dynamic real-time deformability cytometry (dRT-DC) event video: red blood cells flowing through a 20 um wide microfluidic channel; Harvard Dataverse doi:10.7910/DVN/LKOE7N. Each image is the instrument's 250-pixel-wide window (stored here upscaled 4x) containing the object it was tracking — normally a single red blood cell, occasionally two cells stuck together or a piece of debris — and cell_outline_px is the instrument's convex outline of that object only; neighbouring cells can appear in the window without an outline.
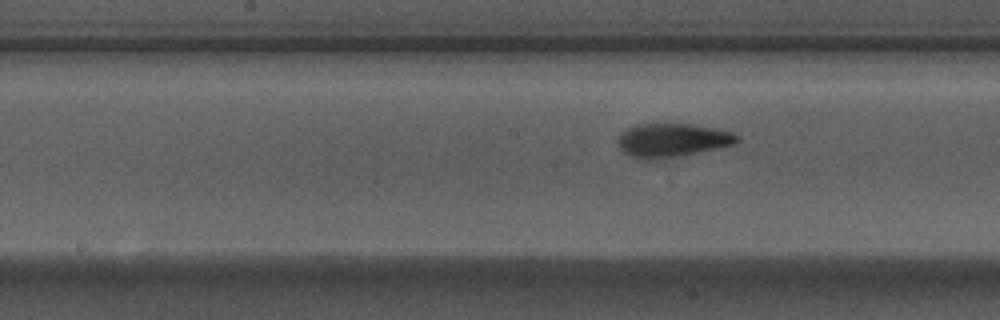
{"species": "Egyptian fruit bat (a non-hibernating species)", "species_latin": "Rousettus aegyptiacus", "temperature_condition": "warm", "stored_images_in_passage": 9, "segment_of_instrument_passage": [2, 2], "camera_frame_rate_fps": 3000, "um_per_image_px": 0.085, "animal": {"sex": "male"}, "frame": {"image": 1, "passage_image": 9, "time_ms": 2.667, "image_size_px": [1000, 320], "cell_outline_px": [[740, 140], [736, 144], [676, 156], [648, 160], [644, 160], [632, 156], [624, 152], [620, 148], [620, 136], [628, 128], [636, 124], [688, 124], [712, 128], [732, 132], [740, 136]], "centroid_in_image_um": [57.18, 11.91], "position_along_channel_um": 191.0, "area_um2": 22.77}}